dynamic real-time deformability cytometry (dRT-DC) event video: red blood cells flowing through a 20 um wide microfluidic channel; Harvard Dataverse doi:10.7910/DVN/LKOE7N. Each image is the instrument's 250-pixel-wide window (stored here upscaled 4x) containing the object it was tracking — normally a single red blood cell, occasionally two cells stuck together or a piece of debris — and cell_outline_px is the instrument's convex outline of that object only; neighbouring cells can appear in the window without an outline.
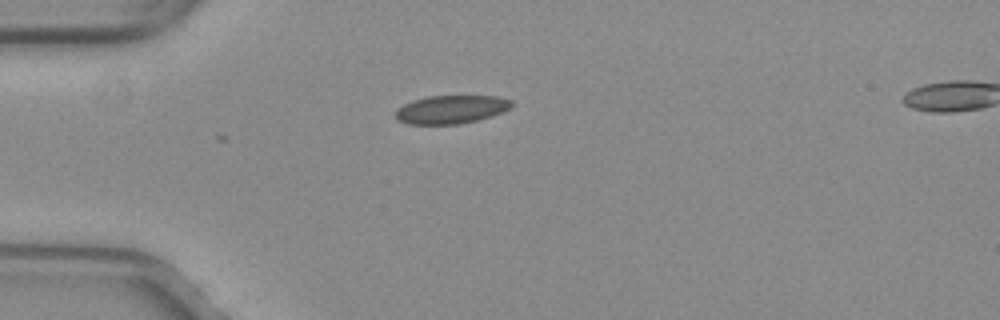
{"species": "common noctule bat (a hibernating species)", "species_latin": "Nyctalus noctula", "temperature_condition": "warm", "stored_images_in_passage": 9, "camera_frame_rate_fps": 3000, "um_per_image_px": 0.085, "animal": {"sex": "female", "body_mass_g": 29.2, "forearm_length_mm": 56.3}, "frame": {"image": 1, "passage_image": 1, "time_ms": 0.0, "image_size_px": [1000, 320], "cell_outline_px": [[516, 104], [512, 108], [492, 116], [460, 124], [408, 124], [396, 120], [396, 108], [412, 100], [428, 96], [500, 96], [512, 100]], "centroid_in_image_um": [38.38, 9.29], "position_along_channel_um": 46.6, "area_um2": 19.42}}
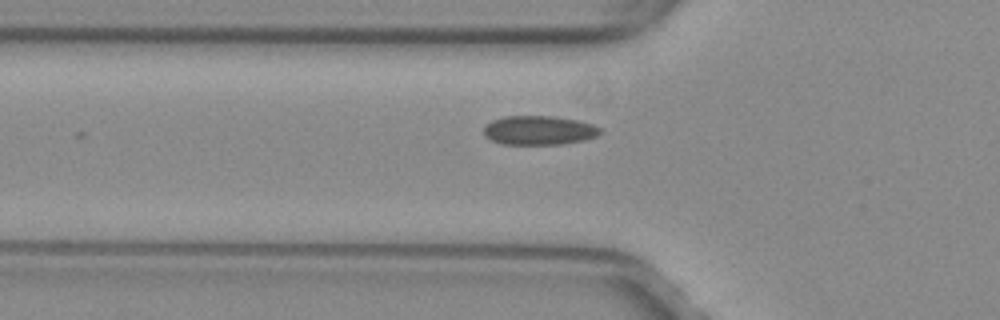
{"frame": {"image": 2, "passage_image": 5, "time_ms": 1.333, "image_size_px": [1000, 320], "cell_outline_px": [[604, 132], [596, 136], [584, 140], [564, 144], [500, 144], [484, 136], [484, 124], [492, 120], [504, 116], [552, 116], [580, 120], [592, 124], [600, 128]], "centroid_in_image_um": [45.82, 11.07], "position_along_channel_um": 80.0, "area_um2": 20.0}}